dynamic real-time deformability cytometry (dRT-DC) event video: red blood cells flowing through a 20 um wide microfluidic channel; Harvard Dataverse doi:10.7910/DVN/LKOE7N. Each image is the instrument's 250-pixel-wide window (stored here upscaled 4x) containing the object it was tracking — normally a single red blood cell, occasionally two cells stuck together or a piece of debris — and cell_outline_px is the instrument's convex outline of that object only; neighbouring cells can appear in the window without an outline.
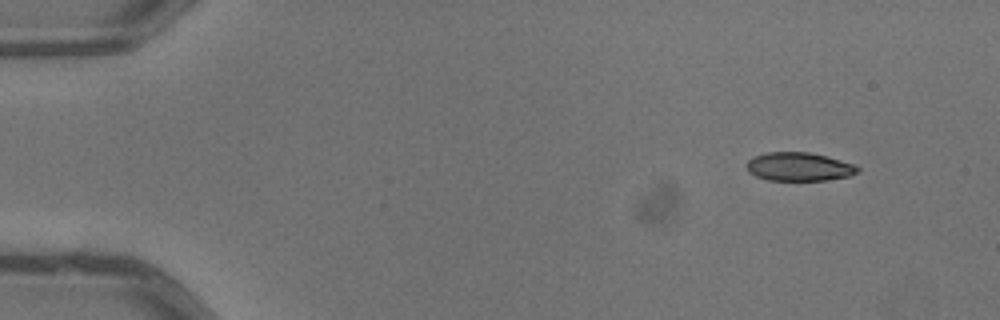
{"species": "common noctule bat (a hibernating species)", "species_latin": "Nyctalus noctula", "temperature_condition": "warm", "stored_images_in_passage": 3, "camera_frame_rate_fps": 3000, "um_per_image_px": 0.085, "animal": {"sex": "male", "body_mass_g": 13.3}, "frame": {"image": 1, "passage_image": 1, "time_ms": 0.0, "image_size_px": [1000, 320], "cell_outline_px": [[860, 172], [848, 176], [828, 180], [768, 180], [756, 176], [748, 172], [748, 160], [756, 156], [768, 152], [808, 152], [824, 156], [852, 164], [860, 168]], "centroid_in_image_um": [67.92, 14.18], "position_along_channel_um": 17.1, "area_um2": 18.15}}
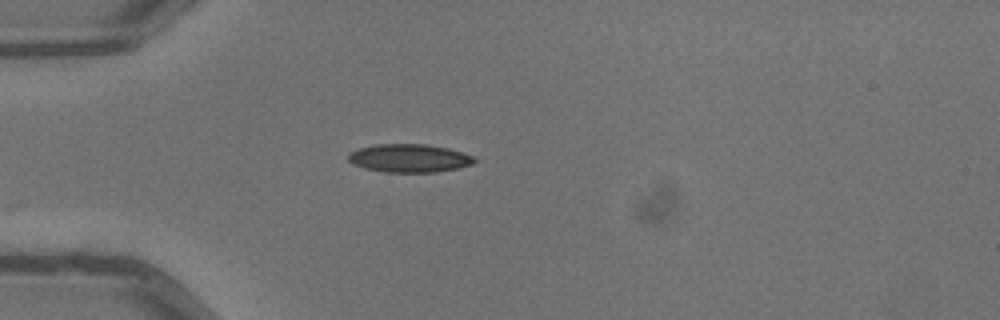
{"frame": {"image": 2, "passage_image": 3, "time_ms": 0.667, "image_size_px": [1000, 320], "cell_outline_px": [[480, 160], [472, 164], [460, 168], [436, 172], [384, 172], [364, 168], [352, 164], [348, 160], [348, 152], [360, 148], [376, 144], [428, 144], [448, 148], [476, 156]], "centroid_in_image_um": [34.83, 13.44], "position_along_channel_um": 50.2, "area_um2": 21.1}}